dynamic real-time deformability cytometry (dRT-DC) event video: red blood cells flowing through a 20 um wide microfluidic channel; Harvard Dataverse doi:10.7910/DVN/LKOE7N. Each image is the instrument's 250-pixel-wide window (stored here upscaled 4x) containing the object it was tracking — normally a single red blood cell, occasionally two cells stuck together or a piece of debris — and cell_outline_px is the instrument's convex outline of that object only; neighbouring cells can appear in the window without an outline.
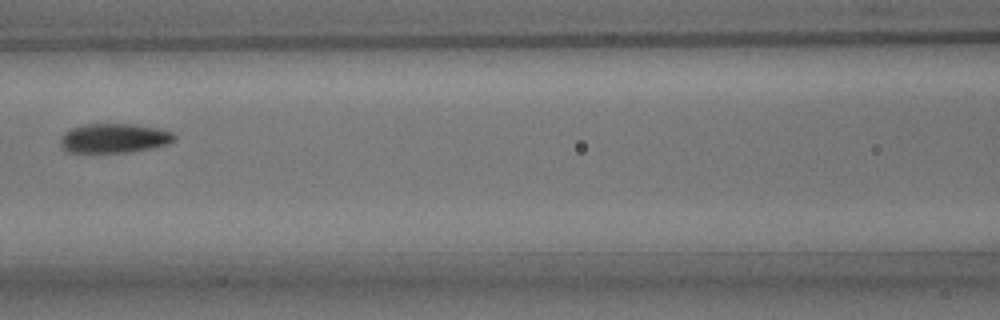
{"species": "common noctule bat (a hibernating species)", "species_latin": "Nyctalus noctula", "temperature_condition": "room temperature", "stored_images_in_passage": 5, "camera_frame_rate_fps": 3000, "um_per_image_px": 0.085, "animal": {"sex": "male", "body_mass_g": 15.6}, "frame": {"image": 1, "passage_image": 3, "time_ms": 2.333, "image_size_px": [1000, 320], "cell_outline_px": [[176, 136], [168, 144], [148, 148], [124, 152], [68, 152], [60, 144], [60, 136], [64, 132], [72, 128], [84, 124], [136, 124], [160, 128], [172, 132]], "centroid_in_image_um": [9.68, 11.73], "position_along_channel_um": 156.9, "area_um2": 19.36}}
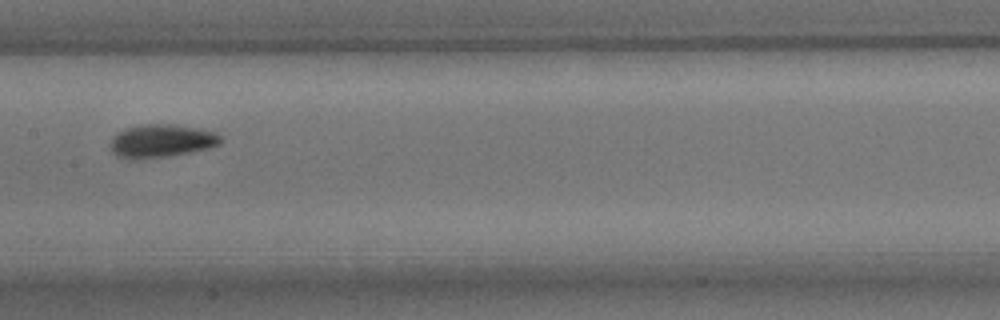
{"frame": {"image": 2, "passage_image": 4, "time_ms": 3.333, "image_size_px": [1000, 320], "cell_outline_px": [[220, 144], [208, 148], [168, 156], [132, 160], [128, 160], [116, 156], [112, 152], [108, 144], [112, 136], [116, 132], [124, 128], [140, 124], [172, 124], [196, 128], [216, 132], [220, 136]], "centroid_in_image_um": [13.61, 11.98], "position_along_channel_um": 193.8, "area_um2": 21.56}}
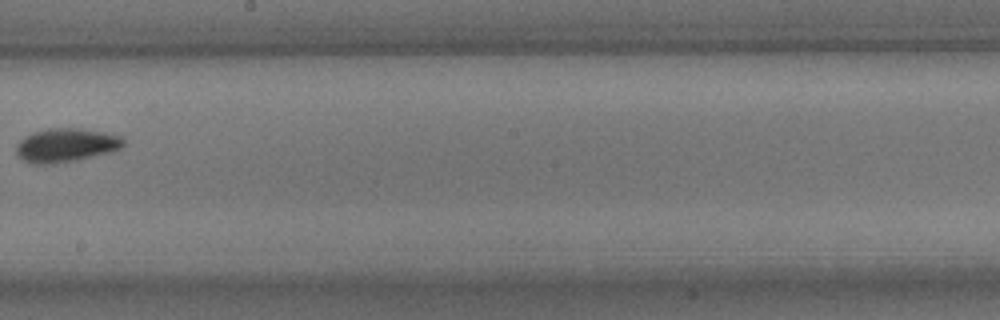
{"frame": {"image": 3, "passage_image": 5, "time_ms": 4.667, "image_size_px": [1000, 320], "cell_outline_px": [[124, 144], [120, 148], [112, 152], [76, 160], [52, 164], [32, 164], [16, 156], [16, 144], [24, 136], [32, 132], [48, 128], [80, 128], [104, 132], [124, 136]], "centroid_in_image_um": [5.6, 12.33], "position_along_channel_um": 242.6, "area_um2": 21.39}}